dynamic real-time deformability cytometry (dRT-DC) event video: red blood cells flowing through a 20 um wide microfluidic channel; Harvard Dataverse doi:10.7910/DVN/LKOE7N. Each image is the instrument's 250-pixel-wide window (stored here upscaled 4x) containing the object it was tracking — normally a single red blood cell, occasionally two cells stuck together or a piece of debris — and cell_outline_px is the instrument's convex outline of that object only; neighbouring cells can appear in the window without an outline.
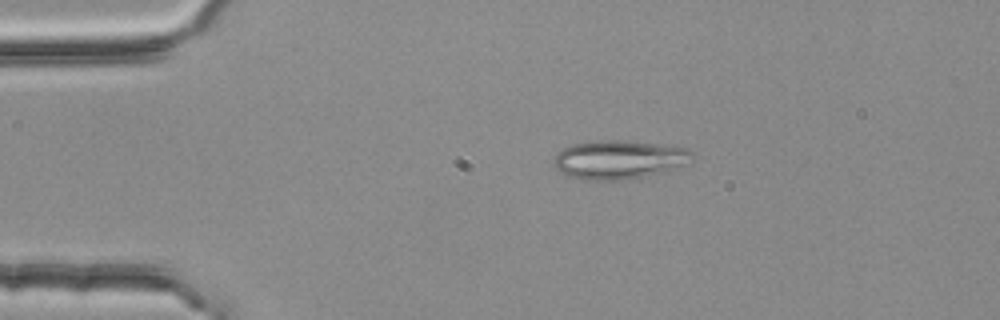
{"species": "common noctule bat (a hibernating species)", "species_latin": "Nyctalus noctula", "temperature_condition": "room temperature", "stored_images_in_passage": 2, "camera_frame_rate_fps": 3000, "um_per_image_px": 0.085, "animal": {"sex": "female", "body_mass_g": 25.1}, "frame": {"image": 1, "passage_image": 1, "time_ms": 0.0, "image_size_px": [1000, 320], "cell_outline_px": [[696, 160], [692, 164], [664, 172], [644, 176], [620, 180], [584, 180], [568, 176], [560, 172], [552, 164], [552, 160], [556, 152], [572, 144], [604, 140], [620, 140], [656, 144], [688, 148], [696, 156]], "centroid_in_image_um": [52.66, 13.58], "position_along_channel_um": 32.3, "area_um2": 31.73}}